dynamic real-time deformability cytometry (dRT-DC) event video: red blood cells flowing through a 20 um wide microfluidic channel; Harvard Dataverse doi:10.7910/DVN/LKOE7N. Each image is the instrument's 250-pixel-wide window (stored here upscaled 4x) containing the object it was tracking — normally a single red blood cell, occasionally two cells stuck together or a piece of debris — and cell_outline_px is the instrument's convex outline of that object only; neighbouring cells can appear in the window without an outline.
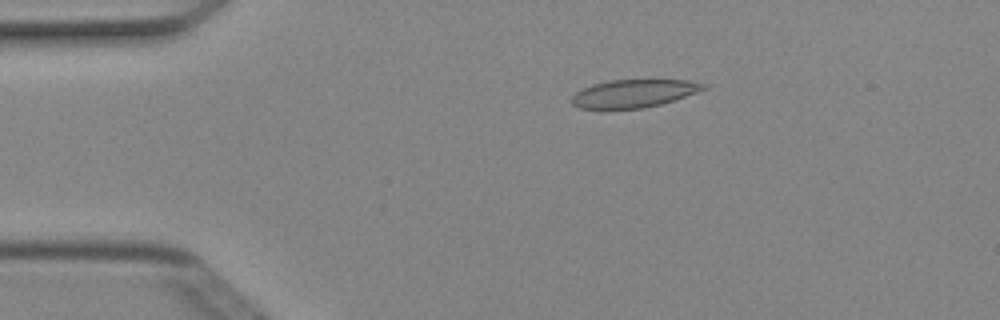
{"species": "Egyptian fruit bat (a non-hibernating species)", "species_latin": "Rousettus aegyptiacus", "temperature_condition": "cold", "stored_images_in_passage": 6, "camera_frame_rate_fps": 3000, "um_per_image_px": 0.085, "animal": {"sex": "female"}, "frame": {"image": 1, "passage_image": 3, "time_ms": 0.667, "image_size_px": [1000, 320], "cell_outline_px": [[708, 88], [660, 104], [644, 108], [580, 108], [572, 104], [572, 96], [576, 92], [592, 84], [608, 80], [688, 80], [708, 84]], "centroid_in_image_um": [53.88, 7.93], "position_along_channel_um": 31.1, "area_um2": 21.15}}
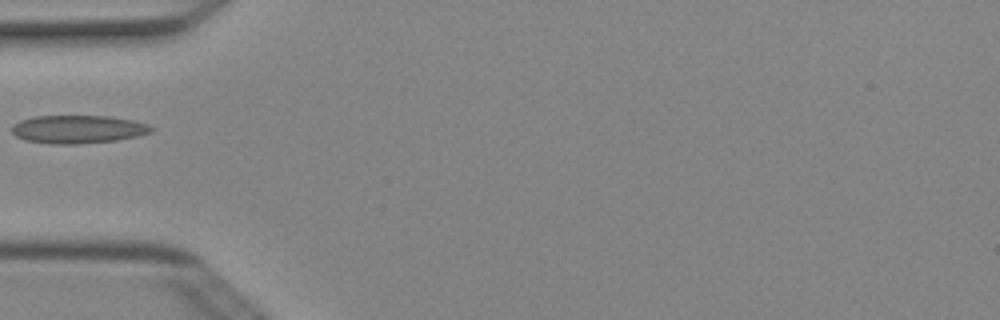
{"frame": {"image": 2, "passage_image": 5, "time_ms": 1.333, "image_size_px": [1000, 320], "cell_outline_px": [[156, 128], [152, 132], [136, 136], [116, 140], [80, 144], [48, 144], [24, 140], [16, 136], [12, 132], [12, 124], [20, 120], [32, 116], [108, 116], [132, 120], [148, 124]], "centroid_in_image_um": [6.61, 10.99], "position_along_channel_um": 78.4, "area_um2": 23.06}}
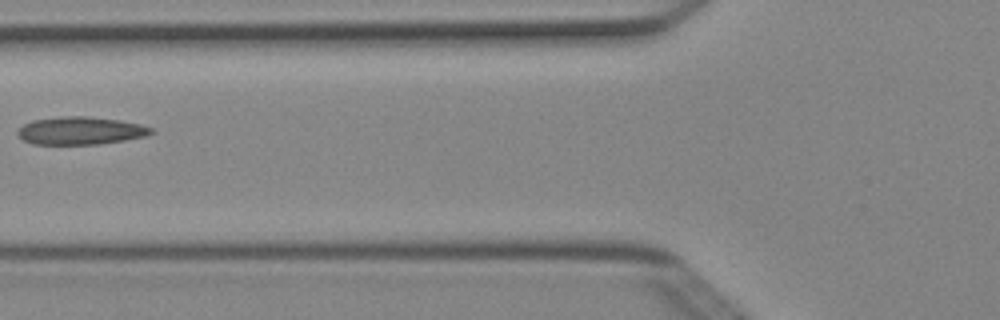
{"frame": {"image": 3, "passage_image": 6, "time_ms": 1.667, "image_size_px": [1000, 320], "cell_outline_px": [[156, 132], [148, 136], [100, 144], [32, 144], [24, 140], [16, 132], [24, 124], [32, 120], [60, 116], [88, 116], [120, 120], [140, 124], [152, 128]], "centroid_in_image_um": [6.88, 11.1], "position_along_channel_um": 118.9, "area_um2": 21.73}}